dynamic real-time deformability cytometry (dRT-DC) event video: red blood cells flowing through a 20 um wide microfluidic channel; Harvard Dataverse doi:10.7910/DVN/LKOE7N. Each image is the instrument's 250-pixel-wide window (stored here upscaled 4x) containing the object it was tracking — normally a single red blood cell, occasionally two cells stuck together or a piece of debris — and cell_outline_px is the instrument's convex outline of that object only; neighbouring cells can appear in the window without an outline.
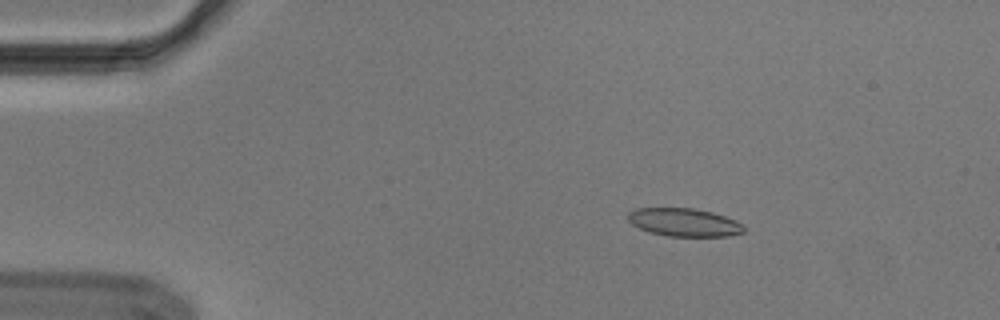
{"species": "Egyptian fruit bat (a non-hibernating species)", "species_latin": "Rousettus aegyptiacus", "temperature_condition": "cold", "stored_images_in_passage": 46, "segment_of_instrument_passage": [1, 2], "camera_frame_rate_fps": 3000, "um_per_image_px": 0.085, "animal": {"sex": "male"}, "frame": {"image": 1, "passage_image": 1, "time_ms": 0.0, "image_size_px": [1000, 320], "cell_outline_px": [[744, 232], [728, 236], [668, 236], [648, 232], [632, 224], [628, 220], [628, 212], [636, 208], [692, 208], [712, 212], [736, 220], [744, 228]], "centroid_in_image_um": [58.12, 18.9], "position_along_channel_um": 26.9, "area_um2": 18.9}}
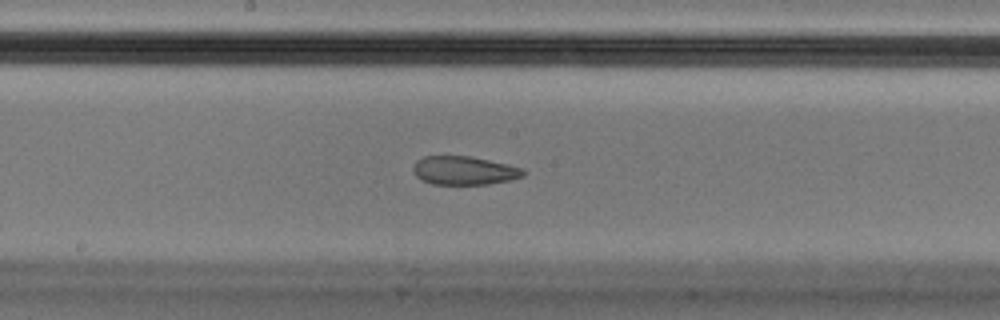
{"frame": {"image": 2, "passage_image": 21, "time_ms": 6.667, "image_size_px": [1000, 320], "cell_outline_px": [[524, 176], [512, 180], [488, 184], [432, 184], [420, 180], [416, 176], [412, 168], [416, 160], [424, 156], [468, 156], [508, 164], [524, 168]], "centroid_in_image_um": [39.45, 14.5], "position_along_channel_um": 208.8, "area_um2": 18.44}}
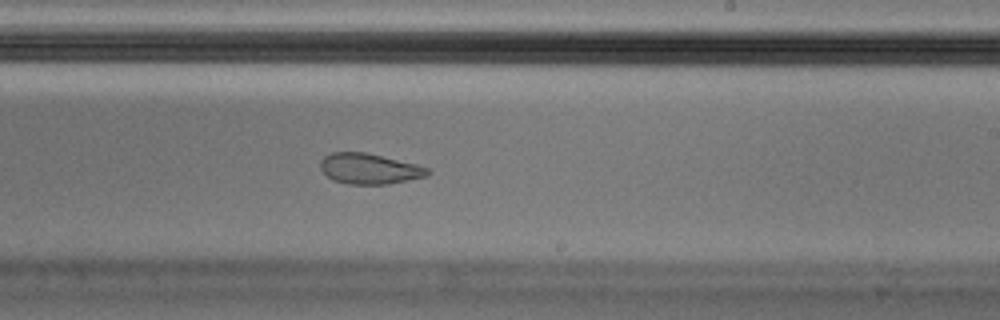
{"frame": {"image": 3, "passage_image": 25, "time_ms": 8.0, "image_size_px": [1000, 320], "cell_outline_px": [[432, 172], [428, 176], [388, 184], [348, 184], [332, 180], [320, 168], [320, 160], [324, 156], [332, 152], [364, 152], [416, 164], [428, 168]], "centroid_in_image_um": [31.39, 14.34], "position_along_channel_um": 257.6, "area_um2": 19.07}}